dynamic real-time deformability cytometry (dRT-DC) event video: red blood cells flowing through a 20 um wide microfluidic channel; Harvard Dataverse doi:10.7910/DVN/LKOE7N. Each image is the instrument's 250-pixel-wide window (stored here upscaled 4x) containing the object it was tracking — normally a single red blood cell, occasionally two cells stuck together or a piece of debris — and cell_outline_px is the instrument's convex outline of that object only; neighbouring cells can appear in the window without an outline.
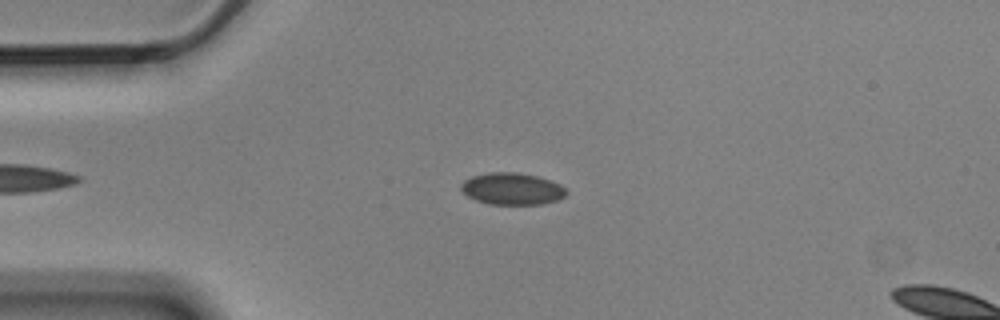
{"species": "Egyptian fruit bat (a non-hibernating species)", "species_latin": "Rousettus aegyptiacus", "temperature_condition": "cold", "stored_images_in_passage": 4, "camera_frame_rate_fps": 3000, "um_per_image_px": 0.085, "animal": {"sex": "male"}, "frame": {"image": 1, "passage_image": 3, "time_ms": 0.667, "image_size_px": [1000, 320], "cell_outline_px": [[568, 192], [564, 196], [556, 200], [540, 204], [488, 204], [476, 200], [468, 196], [460, 188], [460, 184], [464, 180], [472, 176], [488, 172], [516, 172], [536, 176], [560, 184]], "centroid_in_image_um": [43.49, 16.04], "position_along_channel_um": 41.5, "area_um2": 19.42}}